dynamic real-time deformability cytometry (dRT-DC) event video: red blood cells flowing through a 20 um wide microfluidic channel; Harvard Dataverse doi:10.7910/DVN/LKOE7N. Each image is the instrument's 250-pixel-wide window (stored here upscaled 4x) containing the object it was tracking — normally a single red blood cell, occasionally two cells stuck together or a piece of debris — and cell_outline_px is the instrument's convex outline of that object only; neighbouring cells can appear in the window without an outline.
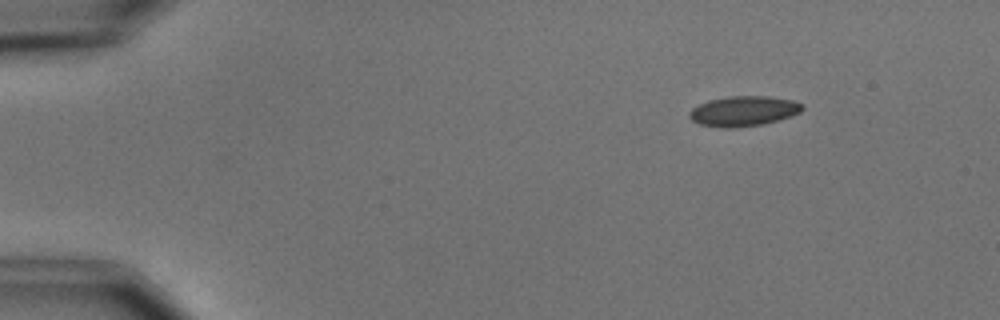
{"species": "common noctule bat (a hibernating species)", "species_latin": "Nyctalus noctula", "temperature_condition": "cold", "stored_images_in_passage": 7, "camera_frame_rate_fps": 3000, "um_per_image_px": 0.085, "animal": {"sex": "male", "body_mass_g": 15.6}, "frame": {"image": 1, "passage_image": 1, "time_ms": 0.0, "image_size_px": [1000, 320], "cell_outline_px": [[804, 108], [800, 112], [776, 120], [760, 124], [732, 128], [724, 128], [700, 124], [692, 120], [688, 116], [688, 112], [692, 108], [708, 100], [728, 96], [768, 96], [792, 100], [804, 104]], "centroid_in_image_um": [63.17, 9.43], "position_along_channel_um": 21.8, "area_um2": 19.65}}
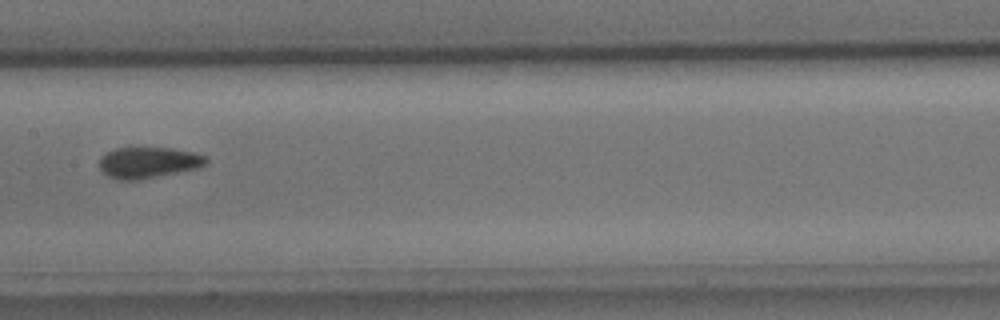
{"frame": {"image": 2, "passage_image": 6, "time_ms": 7.0, "image_size_px": [1000, 320], "cell_outline_px": [[208, 160], [200, 168], [140, 180], [120, 180], [108, 176], [100, 168], [100, 156], [116, 148], [172, 148], [192, 152], [204, 156]], "centroid_in_image_um": [12.61, 13.82], "position_along_channel_um": 194.8, "area_um2": 19.25}}
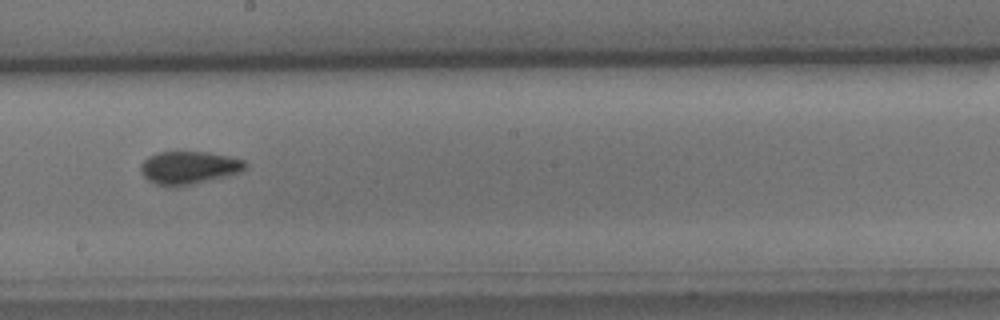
{"frame": {"image": 3, "passage_image": 7, "time_ms": 8.0, "image_size_px": [1000, 320], "cell_outline_px": [[248, 164], [240, 172], [180, 188], [168, 188], [156, 184], [148, 180], [140, 172], [140, 164], [148, 156], [160, 152], [208, 152], [228, 156], [244, 160]], "centroid_in_image_um": [16.01, 14.28], "position_along_channel_um": 232.2, "area_um2": 20.35}}